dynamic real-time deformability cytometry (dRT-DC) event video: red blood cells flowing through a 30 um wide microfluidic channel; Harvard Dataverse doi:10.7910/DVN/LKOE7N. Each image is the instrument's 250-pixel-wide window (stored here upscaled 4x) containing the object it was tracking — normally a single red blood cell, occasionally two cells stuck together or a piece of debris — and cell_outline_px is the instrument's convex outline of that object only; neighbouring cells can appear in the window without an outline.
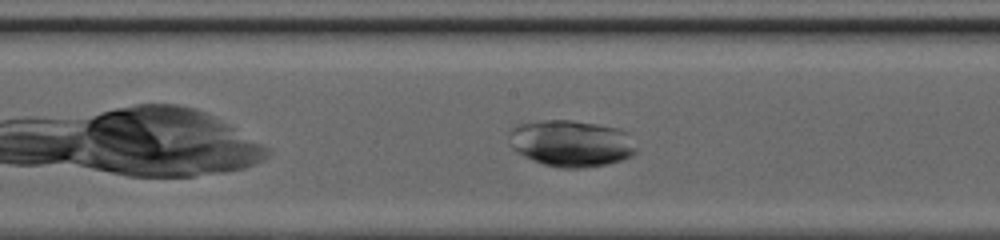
{"species": "common noctule bat (a hibernating species)", "species_latin": "Nyctalus noctula", "temperature_condition": "cold", "stored_images_in_passage": 36, "camera_frame_rate_fps": 3000, "um_per_image_px": 0.085, "animal": {"sex": "female", "body_mass_g": 20.0, "forearm_length_mm": 54.0}, "frame": {"image": 1, "passage_image": 12, "time_ms": 3.667, "image_size_px": [1000, 240], "cell_outline_px": [[636, 152], [632, 156], [608, 164], [584, 168], [560, 168], [544, 164], [532, 160], [516, 152], [512, 148], [508, 136], [508, 132], [516, 124], [540, 120], [572, 120], [620, 128], [628, 132], [636, 148]], "centroid_in_image_um": [48.53, 12.18], "position_along_channel_um": 199.7, "area_um2": 34.91}}